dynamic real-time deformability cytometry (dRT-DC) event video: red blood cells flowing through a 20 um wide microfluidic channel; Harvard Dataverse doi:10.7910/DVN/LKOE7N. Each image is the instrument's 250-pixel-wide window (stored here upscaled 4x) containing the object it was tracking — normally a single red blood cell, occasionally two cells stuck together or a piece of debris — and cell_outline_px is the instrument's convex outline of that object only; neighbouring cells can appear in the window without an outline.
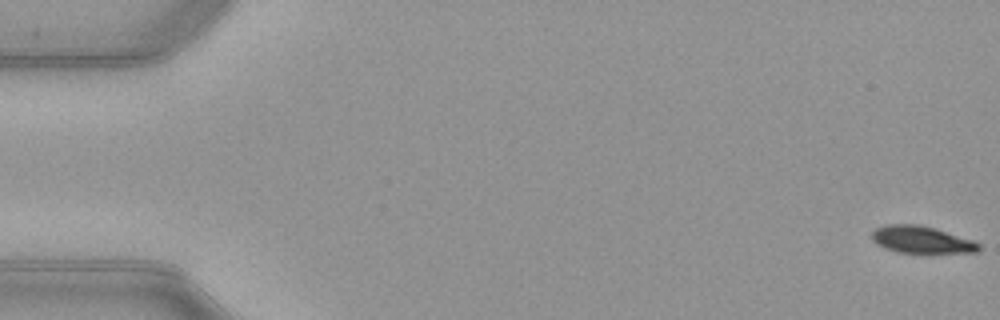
{"species": "common noctule bat (a hibernating species)", "species_latin": "Nyctalus noctula", "temperature_condition": "warm", "stored_images_in_passage": 11, "camera_frame_rate_fps": 3000, "um_per_image_px": 0.085, "animal": {"sex": "female", "body_mass_g": 21.9}, "frame": {"image": 1, "passage_image": 1, "time_ms": 0.0, "image_size_px": [1000, 320], "cell_outline_px": [[980, 248], [976, 252], [896, 252], [884, 248], [876, 244], [872, 240], [872, 232], [876, 228], [888, 224], [916, 224], [932, 228], [972, 240], [980, 244]], "centroid_in_image_um": [78.26, 20.37], "position_along_channel_um": 6.7, "area_um2": 16.47}}